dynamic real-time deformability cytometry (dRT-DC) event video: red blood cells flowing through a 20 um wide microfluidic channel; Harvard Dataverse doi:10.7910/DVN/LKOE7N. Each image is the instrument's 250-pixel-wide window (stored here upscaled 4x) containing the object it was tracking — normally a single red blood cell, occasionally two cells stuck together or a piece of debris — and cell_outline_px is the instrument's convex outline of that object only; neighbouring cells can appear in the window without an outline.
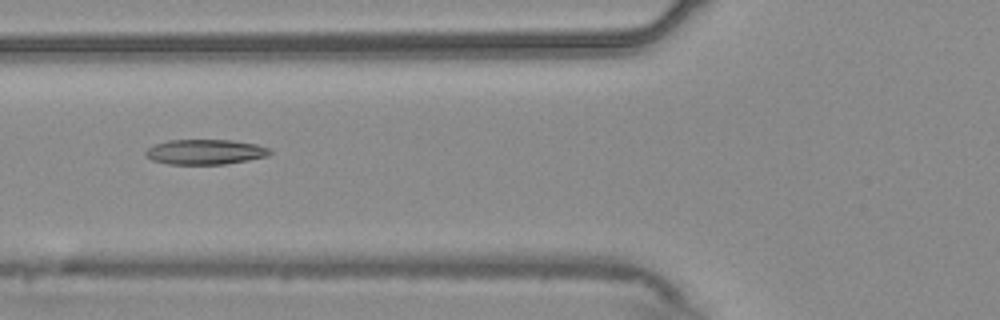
{"species": "common noctule bat (a hibernating species)", "species_latin": "Nyctalus noctula", "temperature_condition": "warm", "stored_images_in_passage": 48, "camera_frame_rate_fps": 3000, "um_per_image_px": 0.085, "animal": {"sex": "male", "body_mass_g": 20.4}, "frame": {"image": 1, "passage_image": 14, "time_ms": 4.333, "image_size_px": [1000, 320], "cell_outline_px": [[272, 152], [268, 156], [248, 160], [224, 164], [168, 164], [152, 160], [144, 152], [148, 148], [156, 144], [168, 140], [232, 140], [256, 144], [268, 148]], "centroid_in_image_um": [17.45, 12.91], "position_along_channel_um": 108.3, "area_um2": 18.03}}
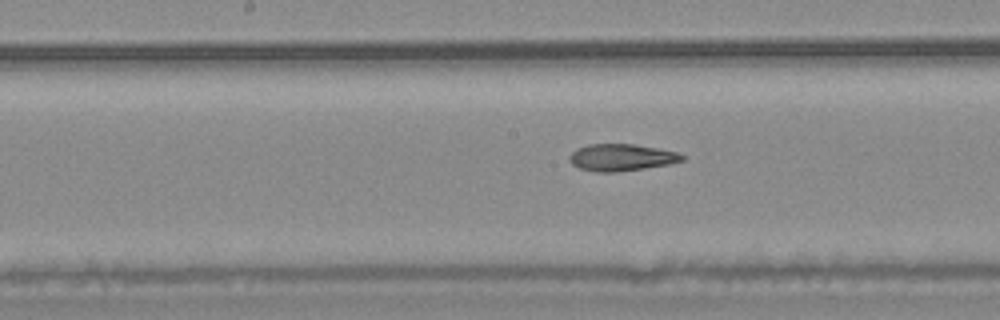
{"frame": {"image": 2, "passage_image": 21, "time_ms": 6.667, "image_size_px": [1000, 320], "cell_outline_px": [[684, 160], [668, 164], [644, 168], [616, 172], [596, 172], [580, 168], [572, 164], [568, 160], [568, 156], [576, 148], [588, 144], [632, 144], [656, 148], [676, 152], [684, 156]], "centroid_in_image_um": [52.76, 13.38], "position_along_channel_um": 195.4, "area_um2": 17.57}}
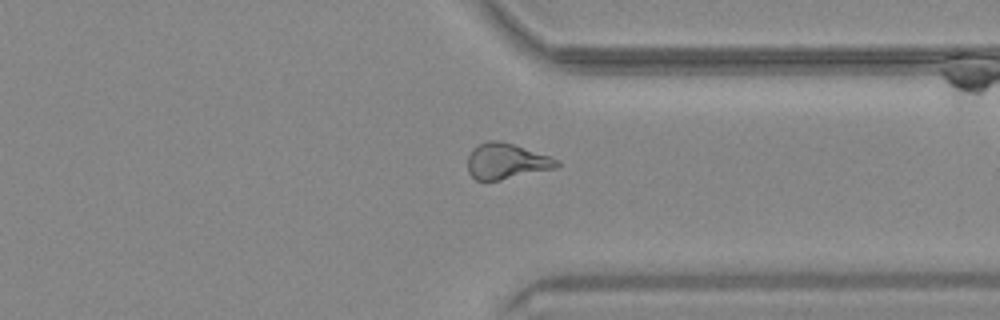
{"frame": {"image": 3, "passage_image": 35, "time_ms": 11.333, "image_size_px": [1000, 320], "cell_outline_px": [[560, 164], [556, 168], [500, 180], [476, 180], [468, 172], [468, 156], [472, 148], [488, 140], [500, 140], [560, 160]], "centroid_in_image_um": [43.02, 13.7], "position_along_channel_um": 368.4, "area_um2": 18.38}, "authors_computed_cell_mechanics": {"area_um2": 18.6694, "velocity_mm_per_s": 3.7146, "shape_relaxation_time_tau1_ms": null, "shape_relaxation_time_tau2_ms": 2.4332, "deformation_change_tau1": null, "deformation_change_tau2": 0.1017}}